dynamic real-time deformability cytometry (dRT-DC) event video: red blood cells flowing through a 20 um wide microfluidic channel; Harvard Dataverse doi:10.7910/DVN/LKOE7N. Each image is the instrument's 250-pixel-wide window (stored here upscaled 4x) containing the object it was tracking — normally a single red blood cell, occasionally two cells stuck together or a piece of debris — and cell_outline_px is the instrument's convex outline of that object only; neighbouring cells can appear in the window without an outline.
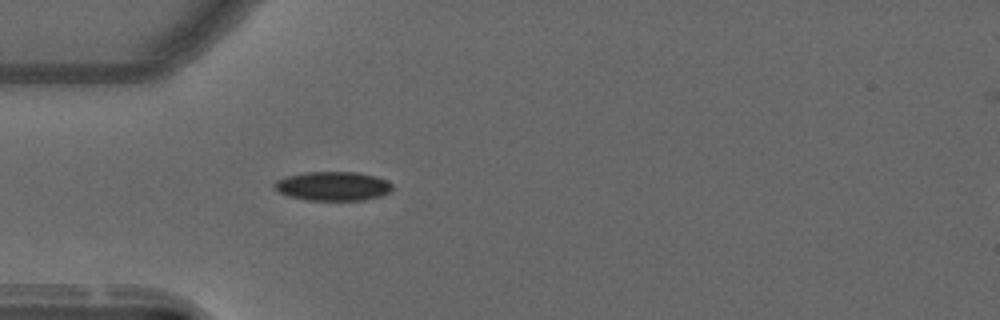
{"species": "common noctule bat (a hibernating species)", "species_latin": "Nyctalus noctula", "temperature_condition": "warm", "stored_images_in_passage": 54, "camera_frame_rate_fps": 3000, "um_per_image_px": 0.085, "animal": {"sex": "male", "forearm_length_mm": 52.5}, "frame": {"image": 1, "passage_image": 16, "time_ms": 5.0, "image_size_px": [1000, 320], "cell_outline_px": [[392, 192], [380, 196], [364, 200], [308, 200], [288, 196], [280, 192], [272, 184], [276, 180], [288, 176], [304, 172], [356, 172], [376, 176], [388, 180], [392, 184]], "centroid_in_image_um": [28.33, 15.82], "position_along_channel_um": 56.7, "area_um2": 20.06}}
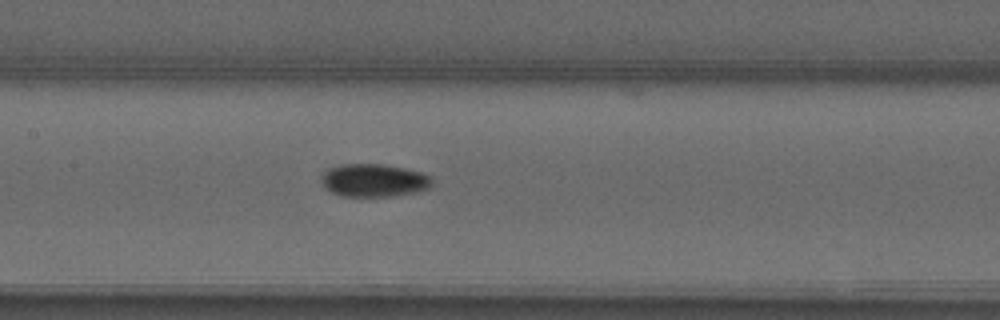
{"frame": {"image": 2, "passage_image": 26, "time_ms": 8.333, "image_size_px": [1000, 320], "cell_outline_px": [[432, 184], [428, 188], [420, 192], [392, 196], [344, 196], [332, 192], [320, 180], [320, 176], [328, 168], [340, 164], [384, 164], [424, 172], [432, 176]], "centroid_in_image_um": [31.83, 15.32], "position_along_channel_um": 175.6, "area_um2": 21.44}}
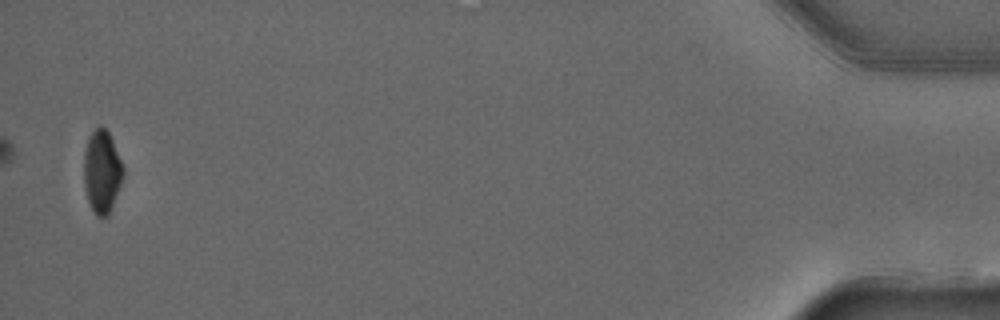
{"frame": {"image": 3, "passage_image": 54, "time_ms": 17.667, "image_size_px": [1000, 320], "cell_outline_px": [[124, 176], [108, 216], [96, 216], [88, 200], [84, 188], [84, 152], [88, 140], [92, 132], [100, 124], [108, 132], [112, 140], [124, 168]], "centroid_in_image_um": [8.66, 14.59], "position_along_channel_um": 426.5, "area_um2": 18.79}}